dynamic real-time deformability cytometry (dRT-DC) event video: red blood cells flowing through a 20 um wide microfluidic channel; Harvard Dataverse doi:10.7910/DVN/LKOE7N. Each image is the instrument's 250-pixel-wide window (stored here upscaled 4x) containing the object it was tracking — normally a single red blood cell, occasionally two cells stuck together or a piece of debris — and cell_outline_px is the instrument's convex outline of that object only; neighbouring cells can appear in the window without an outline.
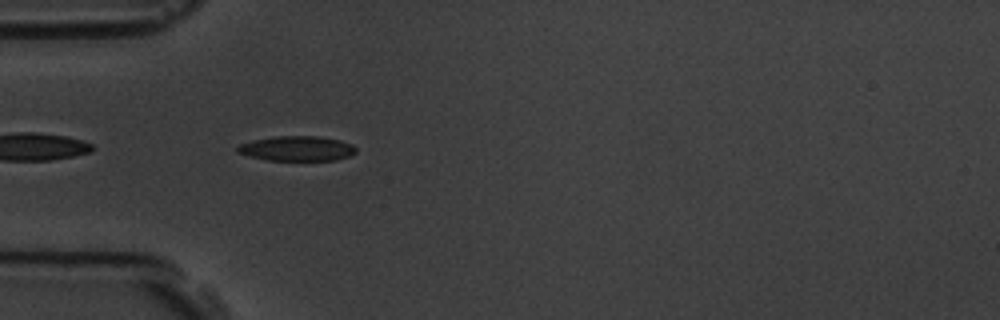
{"species": "common noctule bat (a hibernating species)", "species_latin": "Nyctalus noctula", "temperature_condition": "room temperature", "stored_images_in_passage": 15, "segment_of_instrument_passage": [2, 2], "camera_frame_rate_fps": 3000, "um_per_image_px": 0.085, "animal": {"sex": "male", "body_mass_g": 19.5, "forearm_length_mm": 54.6}, "frame": {"image": 1, "passage_image": 5, "time_ms": 5.333, "image_size_px": [1000, 320], "cell_outline_px": [[356, 152], [348, 156], [336, 160], [268, 160], [236, 152], [236, 148], [240, 144], [252, 140], [272, 136], [316, 136], [340, 140], [352, 144], [356, 148]], "centroid_in_image_um": [25.24, 12.61], "position_along_channel_um": 59.8, "area_um2": 17.11}}
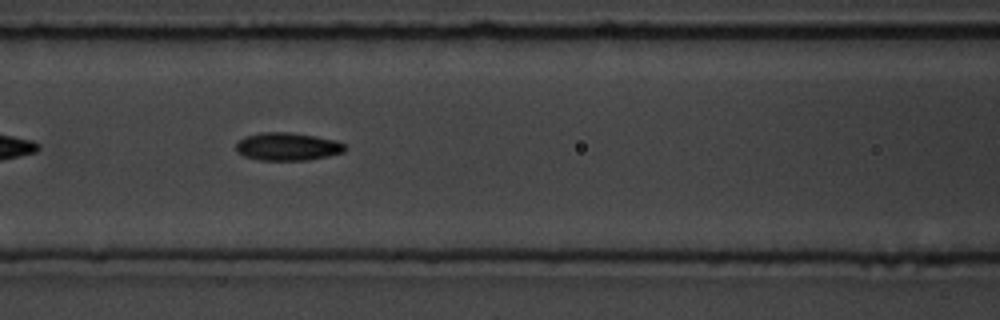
{"frame": {"image": 2, "passage_image": 7, "time_ms": 7.667, "image_size_px": [1000, 320], "cell_outline_px": [[348, 148], [344, 152], [328, 156], [308, 160], [260, 160], [244, 156], [236, 152], [236, 144], [244, 136], [260, 132], [288, 132], [316, 136], [336, 140], [344, 144]], "centroid_in_image_um": [24.44, 12.45], "position_along_channel_um": 142.2, "area_um2": 17.86}}
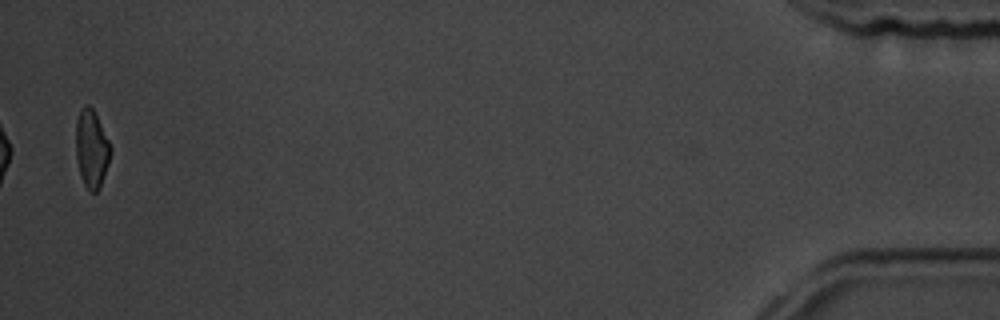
{"frame": {"image": 3, "passage_image": 15, "time_ms": 18.0, "image_size_px": [1000, 320], "cell_outline_px": [[112, 152], [100, 188], [96, 192], [88, 192], [80, 176], [76, 156], [76, 120], [80, 108], [84, 104], [88, 104], [92, 108], [112, 148]], "centroid_in_image_um": [7.77, 12.67], "position_along_channel_um": 427.4, "area_um2": 15.84}}